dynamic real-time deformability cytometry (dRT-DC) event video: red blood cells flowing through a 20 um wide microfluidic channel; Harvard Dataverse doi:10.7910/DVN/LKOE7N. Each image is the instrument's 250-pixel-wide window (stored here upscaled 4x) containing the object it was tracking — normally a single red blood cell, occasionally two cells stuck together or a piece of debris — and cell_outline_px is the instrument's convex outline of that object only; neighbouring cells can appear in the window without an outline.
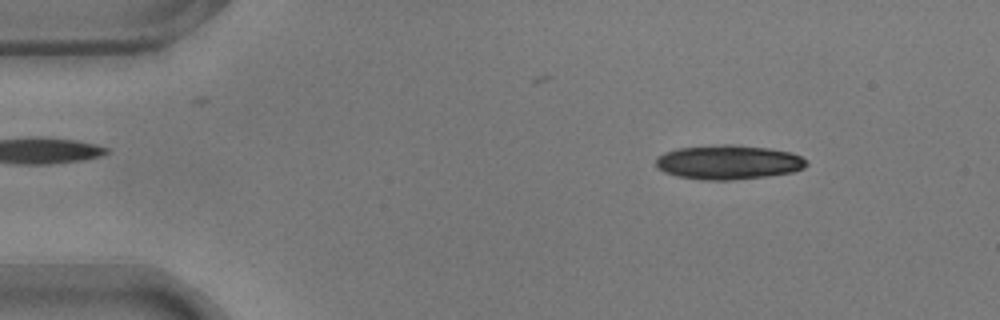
{"species": "common noctule bat (a hibernating species)", "species_latin": "Nyctalus noctula", "temperature_condition": "warm", "stored_images_in_passage": 15, "camera_frame_rate_fps": 3000, "um_per_image_px": 0.085, "animal": {"sex": "male", "body_mass_g": 17.9}, "frame": {"image": 1, "passage_image": 6, "time_ms": 1.667, "image_size_px": [1000, 320], "cell_outline_px": [[808, 164], [804, 168], [792, 172], [768, 176], [732, 180], [700, 180], [676, 176], [664, 172], [656, 168], [656, 156], [664, 152], [676, 148], [720, 144], [736, 144], [768, 148], [792, 152], [808, 160]], "centroid_in_image_um": [61.89, 13.78], "position_along_channel_um": 23.1, "area_um2": 30.63}}